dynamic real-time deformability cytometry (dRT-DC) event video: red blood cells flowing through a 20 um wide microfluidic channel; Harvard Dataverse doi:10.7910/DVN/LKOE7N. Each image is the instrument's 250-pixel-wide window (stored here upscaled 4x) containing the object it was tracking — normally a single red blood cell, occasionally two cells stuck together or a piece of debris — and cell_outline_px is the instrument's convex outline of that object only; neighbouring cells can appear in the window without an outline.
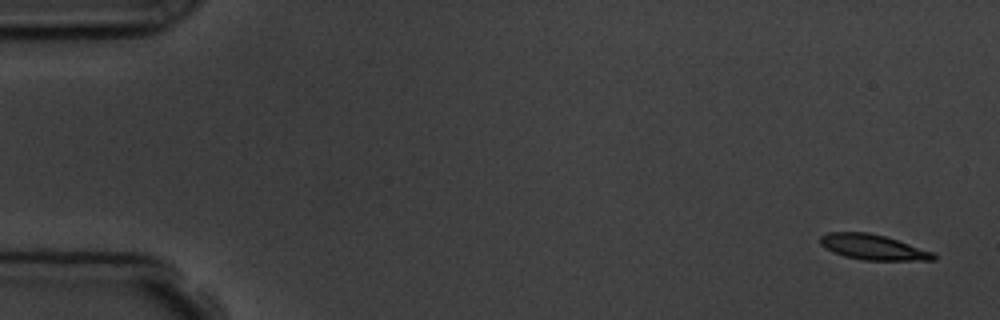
{"species": "common noctule bat (a hibernating species)", "species_latin": "Nyctalus noctula", "temperature_condition": "room temperature", "stored_images_in_passage": 5, "segment_of_instrument_passage": [1, 2], "camera_frame_rate_fps": 3000, "um_per_image_px": 0.085, "animal": {"sex": "male", "body_mass_g": 19.5, "forearm_length_mm": 54.6}, "frame": {"image": 1, "passage_image": 1, "time_ms": 0.0, "image_size_px": [1000, 320], "cell_outline_px": [[936, 260], [864, 260], [844, 256], [832, 252], [820, 244], [820, 236], [828, 232], [868, 232], [884, 236], [932, 252], [936, 256]], "centroid_in_image_um": [74.15, 21.01], "position_along_channel_um": 10.8, "area_um2": 16.47}}
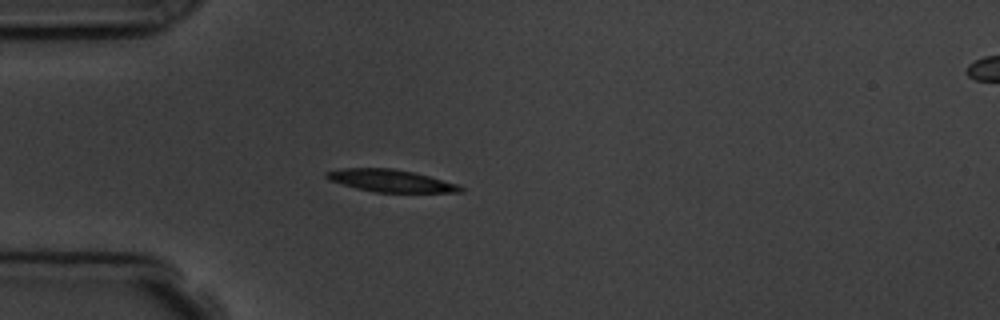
{"frame": {"image": 2, "passage_image": 4, "time_ms": 4.333, "image_size_px": [1000, 320], "cell_outline_px": [[464, 192], [376, 192], [356, 188], [328, 180], [324, 176], [324, 172], [344, 168], [392, 168], [412, 172], [460, 184], [464, 188]], "centroid_in_image_um": [33.21, 15.36], "position_along_channel_um": 51.8, "area_um2": 17.4}}